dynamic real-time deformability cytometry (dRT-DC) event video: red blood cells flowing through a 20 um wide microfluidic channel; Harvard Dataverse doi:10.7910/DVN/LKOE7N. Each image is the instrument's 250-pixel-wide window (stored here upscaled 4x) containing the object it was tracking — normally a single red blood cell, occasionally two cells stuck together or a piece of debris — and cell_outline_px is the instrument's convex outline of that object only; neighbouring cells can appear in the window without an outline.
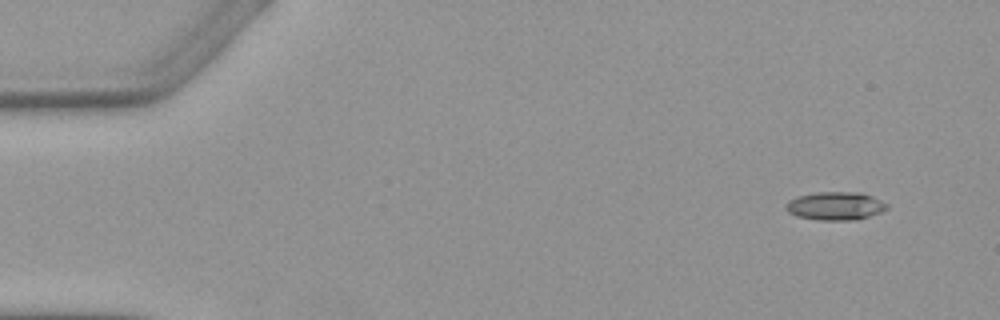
{"species": "Egyptian fruit bat (a non-hibernating species)", "species_latin": "Rousettus aegyptiacus", "temperature_condition": "warm", "stored_images_in_passage": 5, "camera_frame_rate_fps": 3000, "um_per_image_px": 0.085, "animal": {"sex": "female"}, "frame": {"image": 1, "passage_image": 1, "time_ms": 0.0, "image_size_px": [1000, 320], "cell_outline_px": [[888, 208], [880, 212], [856, 220], [820, 220], [796, 216], [788, 212], [784, 208], [784, 204], [788, 200], [796, 196], [816, 192], [860, 192], [872, 196], [888, 204]], "centroid_in_image_um": [70.96, 17.5], "position_along_channel_um": 14.0, "area_um2": 16.76}}
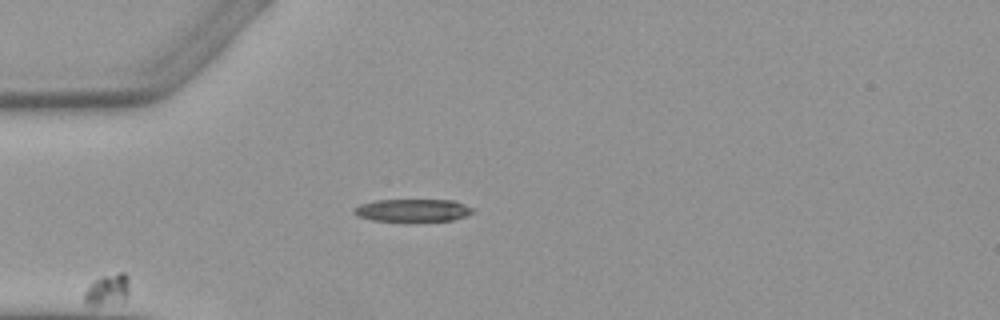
{"frame": {"image": 2, "passage_image": 4, "time_ms": 3.667, "image_size_px": [1000, 320], "cell_outline_px": [[476, 212], [452, 220], [372, 220], [356, 216], [352, 212], [352, 208], [360, 204], [376, 200], [452, 200], [464, 204], [472, 208]], "centroid_in_image_um": [35.04, 17.86], "position_along_channel_um": 50.0, "area_um2": 15.43}}